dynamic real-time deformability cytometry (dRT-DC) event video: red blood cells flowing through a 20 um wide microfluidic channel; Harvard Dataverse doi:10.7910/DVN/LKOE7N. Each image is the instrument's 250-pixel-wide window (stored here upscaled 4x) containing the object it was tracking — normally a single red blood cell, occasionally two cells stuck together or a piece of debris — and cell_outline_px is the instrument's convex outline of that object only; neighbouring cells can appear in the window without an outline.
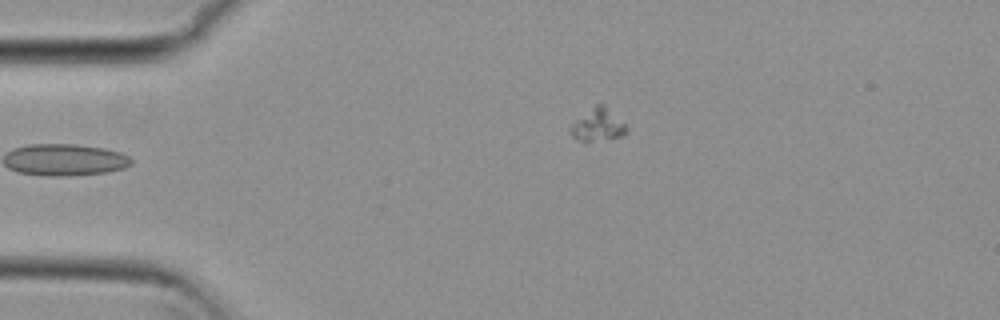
{"species": "common noctule bat (a hibernating species)", "species_latin": "Nyctalus noctula", "temperature_condition": "cold", "stored_images_in_passage": 44, "camera_frame_rate_fps": 3000, "um_per_image_px": 0.085, "animal": {"sex": "female", "body_mass_g": 29.2, "forearm_length_mm": 56.3}, "frame": {"image": 1, "passage_image": 1, "time_ms": 0.0, "image_size_px": [1000, 320], "cell_outline_px": [[628, 132], [624, 136], [592, 140], [580, 140], [572, 136], [568, 128], [576, 120], [596, 104], [604, 104], [628, 128]], "centroid_in_image_um": [50.83, 10.61], "position_along_channel_um": 34.2, "area_um2": 10.23}}
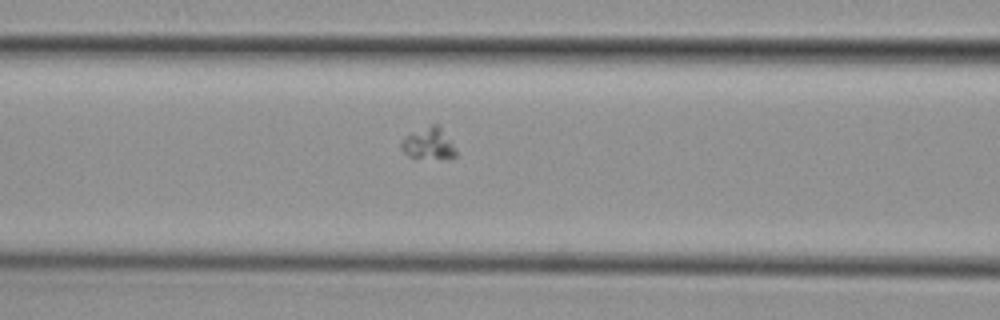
{"frame": {"image": 2, "passage_image": 12, "time_ms": 3.667, "image_size_px": [1000, 320], "cell_outline_px": [[456, 156], [448, 160], [408, 156], [400, 148], [400, 140], [404, 136], [432, 124], [440, 124], [456, 148]], "centroid_in_image_um": [36.46, 12.21], "position_along_channel_um": 130.1, "area_um2": 10.4}}
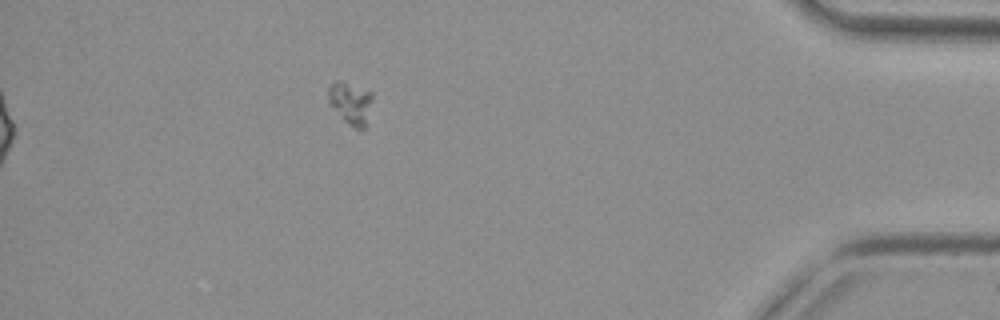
{"frame": {"image": 3, "passage_image": 38, "time_ms": 12.333, "image_size_px": [1000, 320], "cell_outline_px": [[372, 100], [364, 128], [360, 132], [348, 124], [328, 104], [328, 88], [336, 80], [372, 92]], "centroid_in_image_um": [29.78, 8.79], "position_along_channel_um": 405.4, "area_um2": 10.69}}